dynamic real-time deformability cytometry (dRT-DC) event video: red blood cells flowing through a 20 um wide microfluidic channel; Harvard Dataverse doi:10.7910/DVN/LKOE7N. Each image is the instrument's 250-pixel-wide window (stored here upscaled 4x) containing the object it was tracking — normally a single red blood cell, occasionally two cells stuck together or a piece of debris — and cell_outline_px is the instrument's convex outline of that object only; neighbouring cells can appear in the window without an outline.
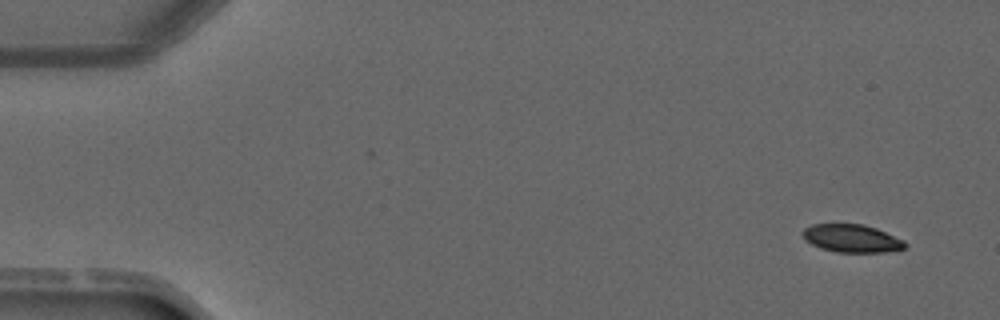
{"species": "common noctule bat (a hibernating species)", "species_latin": "Nyctalus noctula", "temperature_condition": "warm", "stored_images_in_passage": 2, "camera_frame_rate_fps": 3000, "um_per_image_px": 0.085, "animal": {"sex": "male", "forearm_length_mm": 52.5}, "frame": {"image": 1, "passage_image": 2, "time_ms": 1.0, "image_size_px": [1000, 320], "cell_outline_px": [[908, 244], [904, 248], [884, 252], [836, 252], [820, 248], [804, 240], [800, 232], [804, 228], [812, 224], [864, 224], [876, 228], [904, 240]], "centroid_in_image_um": [72.36, 20.26], "position_along_channel_um": 12.6, "area_um2": 16.76}}